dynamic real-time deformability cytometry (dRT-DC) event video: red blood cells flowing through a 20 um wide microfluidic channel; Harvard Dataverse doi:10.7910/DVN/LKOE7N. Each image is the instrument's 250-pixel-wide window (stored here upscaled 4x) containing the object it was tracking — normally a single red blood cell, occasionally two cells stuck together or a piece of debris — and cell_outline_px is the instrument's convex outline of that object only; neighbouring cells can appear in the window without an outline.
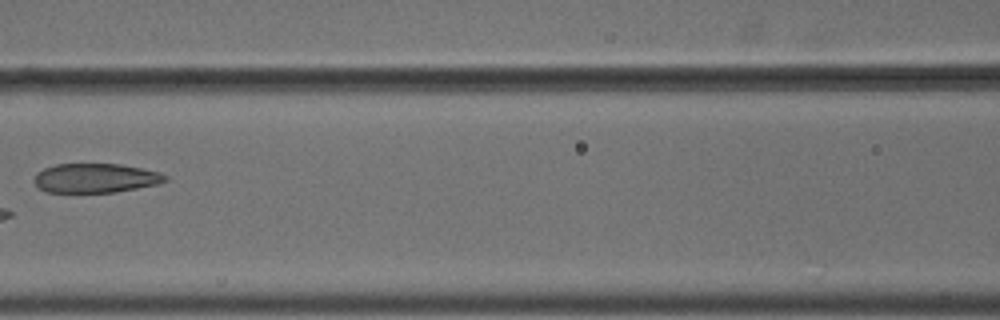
{"species": "common noctule bat (a hibernating species)", "species_latin": "Nyctalus noctula", "temperature_condition": "cold", "stored_images_in_passage": 5, "camera_frame_rate_fps": 3000, "um_per_image_px": 0.085, "animal": {"sex": "male", "body_mass_g": 18.8}, "frame": {"image": 1, "passage_image": 5, "time_ms": 1.333, "image_size_px": [1000, 320], "cell_outline_px": [[168, 180], [160, 184], [116, 192], [48, 192], [40, 188], [32, 180], [36, 172], [44, 168], [56, 164], [120, 164], [160, 172], [168, 176]], "centroid_in_image_um": [8.14, 15.14], "position_along_channel_um": 158.5, "area_um2": 22.48}}